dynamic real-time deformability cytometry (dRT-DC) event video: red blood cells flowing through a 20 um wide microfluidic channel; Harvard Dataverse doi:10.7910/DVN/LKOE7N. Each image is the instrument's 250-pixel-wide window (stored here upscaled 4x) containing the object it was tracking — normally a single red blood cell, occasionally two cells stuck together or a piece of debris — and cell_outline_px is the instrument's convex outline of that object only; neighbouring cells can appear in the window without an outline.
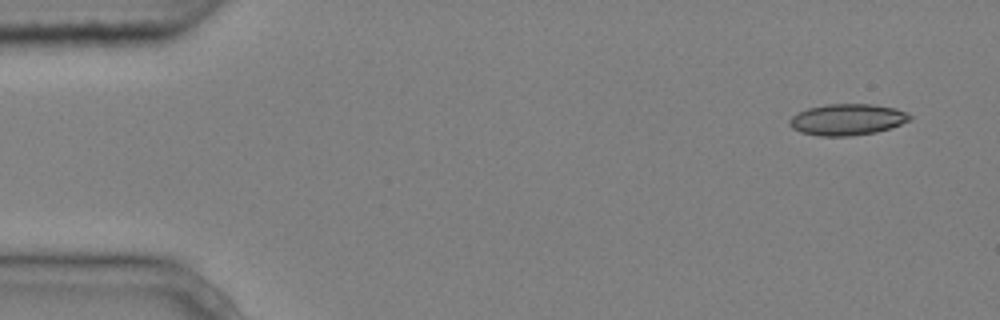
{"species": "common noctule bat (a hibernating species)", "species_latin": "Nyctalus noctula", "temperature_condition": "cold", "stored_images_in_passage": 6, "camera_frame_rate_fps": 3000, "um_per_image_px": 0.085, "animal": {"sex": "male", "body_mass_g": 20.4}, "frame": {"image": 1, "passage_image": 1, "time_ms": 0.0, "image_size_px": [1000, 320], "cell_outline_px": [[912, 120], [892, 128], [876, 132], [852, 136], [820, 136], [800, 132], [792, 128], [788, 124], [788, 120], [796, 112], [808, 108], [828, 104], [872, 104], [896, 108], [908, 112], [912, 116]], "centroid_in_image_um": [72.04, 10.16], "position_along_channel_um": 13.0, "area_um2": 22.31}}
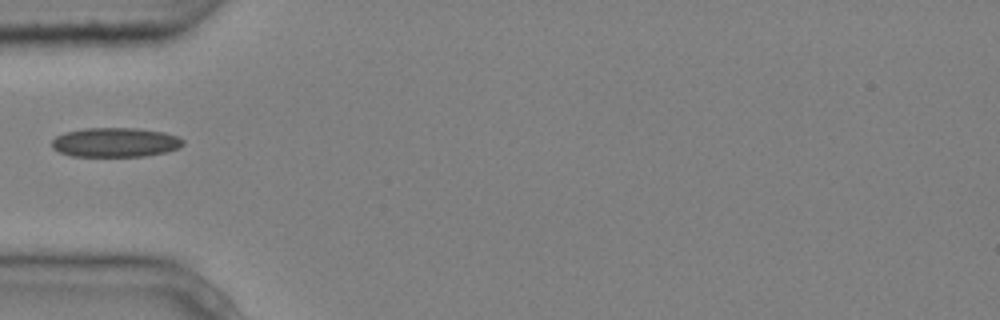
{"frame": {"image": 2, "passage_image": 5, "time_ms": 1.333, "image_size_px": [1000, 320], "cell_outline_px": [[184, 144], [180, 148], [168, 152], [144, 156], [72, 156], [60, 152], [52, 148], [52, 140], [56, 136], [64, 132], [84, 128], [136, 128], [164, 132], [176, 136], [184, 140]], "centroid_in_image_um": [9.81, 12.1], "position_along_channel_um": 75.2, "area_um2": 22.6}}
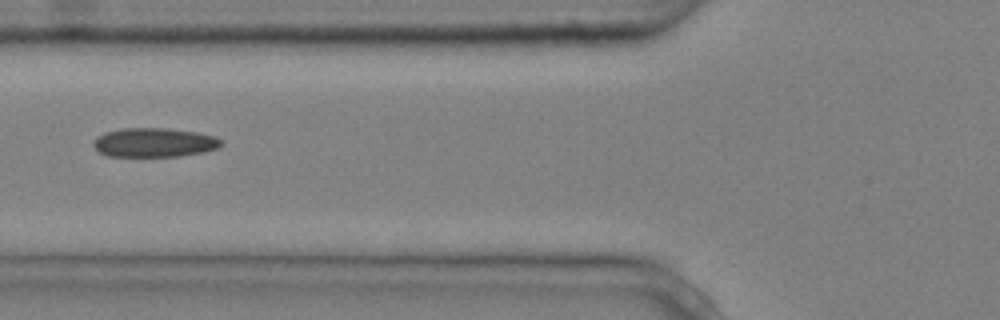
{"frame": {"image": 3, "passage_image": 6, "time_ms": 1.667, "image_size_px": [1000, 320], "cell_outline_px": [[224, 144], [216, 148], [204, 152], [180, 156], [108, 156], [100, 152], [92, 144], [96, 136], [104, 132], [120, 128], [168, 128], [196, 132], [216, 136], [224, 140]], "centroid_in_image_um": [13.13, 12.1], "position_along_channel_um": 112.7, "area_um2": 21.91}}